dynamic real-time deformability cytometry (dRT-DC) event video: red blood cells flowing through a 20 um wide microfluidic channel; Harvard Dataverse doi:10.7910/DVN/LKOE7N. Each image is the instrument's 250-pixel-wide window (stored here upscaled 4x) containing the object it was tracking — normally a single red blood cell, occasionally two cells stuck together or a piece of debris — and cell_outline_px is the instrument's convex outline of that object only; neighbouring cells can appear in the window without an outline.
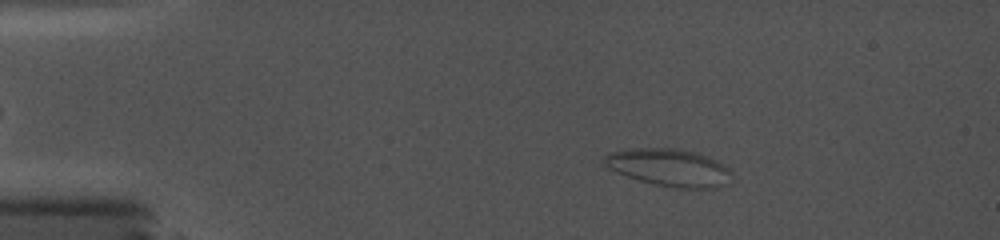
{"species": "common noctule bat (a hibernating species)", "species_latin": "Nyctalus noctula", "temperature_condition": "cold", "stored_images_in_passage": 16, "camera_frame_rate_fps": 5000, "um_per_image_px": 0.085, "animal": {"sex": "female", "body_mass_g": 19.0, "forearm_length_mm": 56.7}, "frame": {"image": 1, "passage_image": 3, "time_ms": 2.2, "image_size_px": [1000, 240], "cell_outline_px": [[732, 184], [716, 188], [676, 188], [656, 184], [640, 180], [616, 172], [608, 168], [604, 164], [604, 156], [608, 152], [628, 148], [676, 148], [696, 152], [716, 160], [724, 164], [732, 172]], "centroid_in_image_um": [56.93, 14.24], "position_along_channel_um": 28.1, "area_um2": 28.15}}
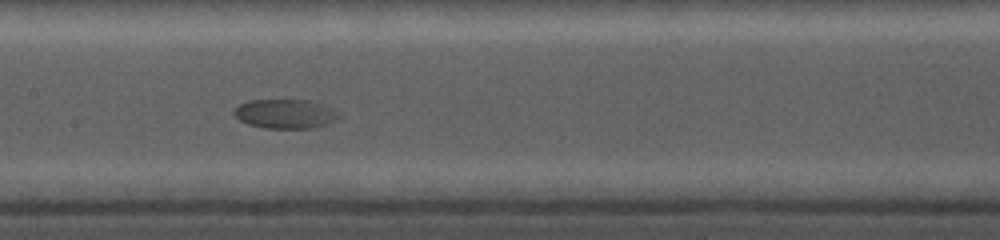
{"frame": {"image": 2, "passage_image": 9, "time_ms": 8.8, "image_size_px": [1000, 240], "cell_outline_px": [[344, 116], [328, 124], [312, 128], [264, 128], [248, 124], [240, 120], [232, 112], [240, 104], [248, 100], [312, 100], [324, 104], [344, 112]], "centroid_in_image_um": [24.36, 9.67], "position_along_channel_um": 183.0, "area_um2": 18.32}}
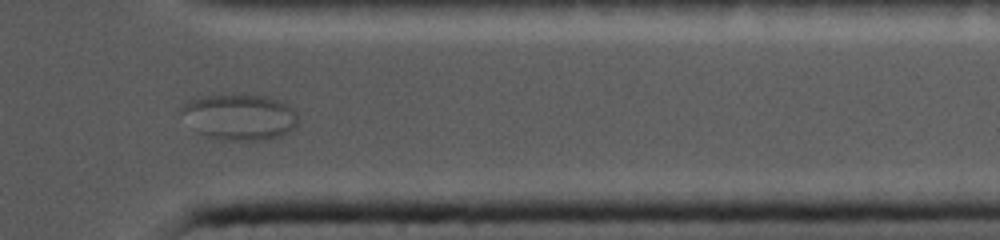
{"frame": {"image": 3, "passage_image": 14, "time_ms": 14.8, "image_size_px": [1000, 240], "cell_outline_px": [[296, 124], [288, 132], [280, 136], [264, 140], [232, 140], [212, 136], [200, 132], [180, 112], [180, 108], [192, 96], [264, 96], [288, 104], [296, 112]], "centroid_in_image_um": [20.37, 9.93], "position_along_channel_um": 391.0, "area_um2": 30.29}}